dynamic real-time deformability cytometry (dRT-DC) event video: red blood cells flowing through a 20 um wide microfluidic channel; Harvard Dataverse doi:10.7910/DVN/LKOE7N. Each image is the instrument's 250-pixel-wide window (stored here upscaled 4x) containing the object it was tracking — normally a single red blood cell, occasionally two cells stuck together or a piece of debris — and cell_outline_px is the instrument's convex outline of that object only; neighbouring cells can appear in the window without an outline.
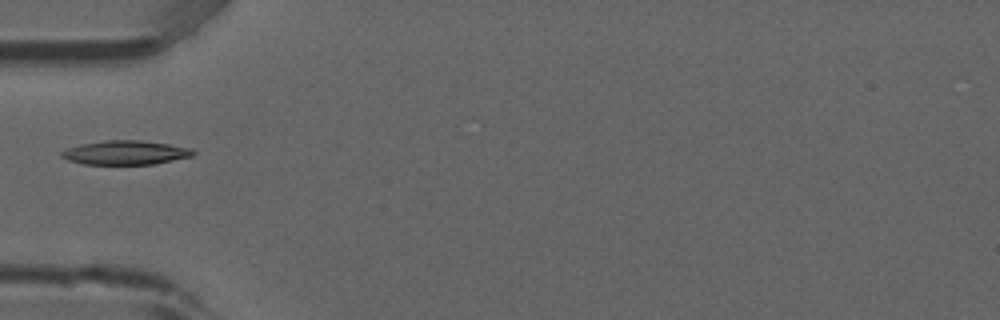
{"species": "common noctule bat (a hibernating species)", "species_latin": "Nyctalus noctula", "temperature_condition": "room temperature", "stored_images_in_passage": 6, "camera_frame_rate_fps": 3000, "um_per_image_px": 0.085, "animal": {"sex": "male", "forearm_length_mm": 52.5}, "frame": {"image": 1, "passage_image": 5, "time_ms": 1.333, "image_size_px": [1000, 320], "cell_outline_px": [[196, 152], [192, 156], [156, 164], [84, 164], [68, 160], [60, 156], [60, 152], [68, 148], [80, 144], [104, 140], [140, 140], [168, 144], [192, 148]], "centroid_in_image_um": [10.67, 12.97], "position_along_channel_um": 74.3, "area_um2": 18.5}}
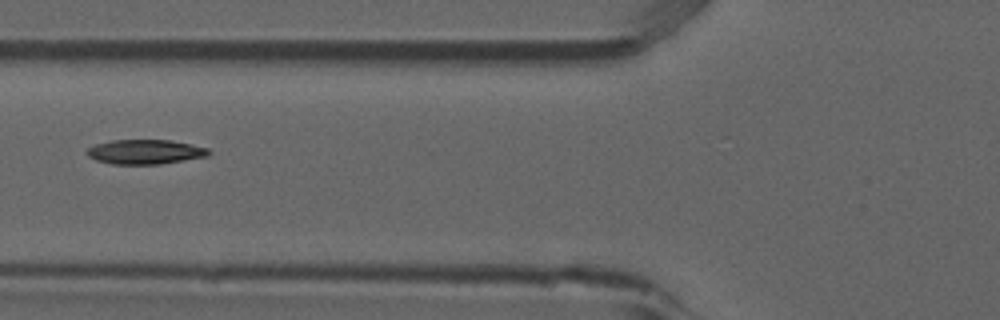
{"frame": {"image": 2, "passage_image": 6, "time_ms": 1.667, "image_size_px": [1000, 320], "cell_outline_px": [[212, 152], [208, 156], [160, 164], [112, 164], [96, 160], [88, 156], [84, 152], [88, 148], [96, 144], [112, 140], [168, 140], [192, 144], [208, 148]], "centroid_in_image_um": [12.34, 12.9], "position_along_channel_um": 113.5, "area_um2": 17.46}}